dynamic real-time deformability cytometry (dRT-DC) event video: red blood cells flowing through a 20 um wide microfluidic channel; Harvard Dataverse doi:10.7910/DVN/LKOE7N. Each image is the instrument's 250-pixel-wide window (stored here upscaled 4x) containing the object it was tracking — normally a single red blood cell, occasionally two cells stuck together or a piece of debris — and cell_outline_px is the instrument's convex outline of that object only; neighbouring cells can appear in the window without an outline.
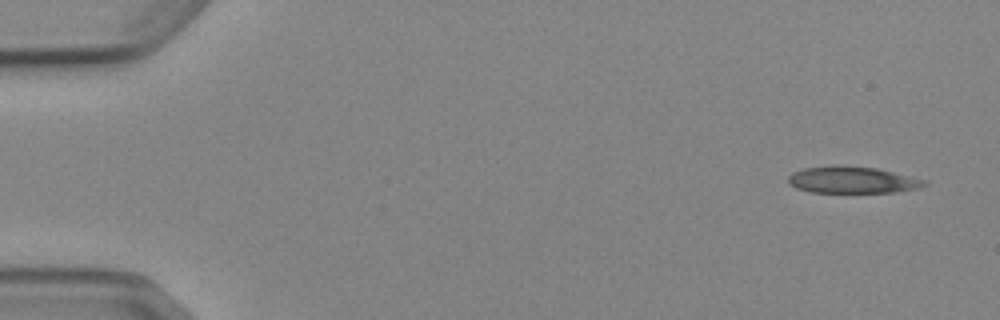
{"species": "Egyptian fruit bat (a non-hibernating species)", "species_latin": "Rousettus aegyptiacus", "temperature_condition": "cold", "stored_images_in_passage": 7, "camera_frame_rate_fps": 3000, "um_per_image_px": 0.085, "animal": {"sex": "female"}, "frame": {"image": 1, "passage_image": 1, "time_ms": 0.0, "image_size_px": [1000, 320], "cell_outline_px": [[928, 184], [920, 188], [892, 192], [808, 192], [796, 188], [788, 184], [788, 176], [792, 172], [804, 168], [832, 164], [876, 168], [928, 180]], "centroid_in_image_um": [72.42, 15.28], "position_along_channel_um": 12.6, "area_um2": 21.44}}
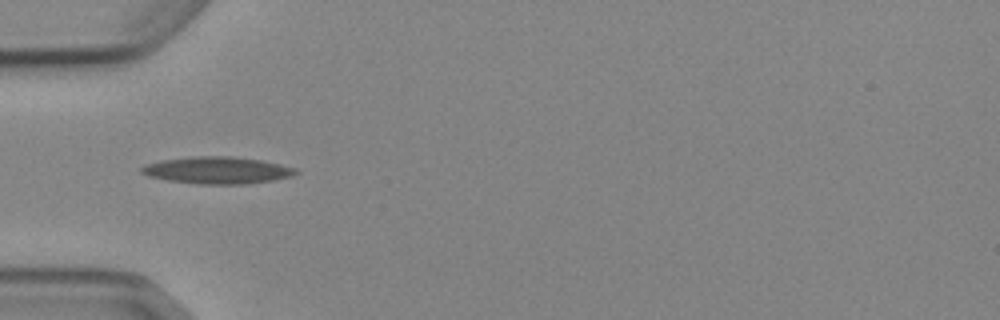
{"frame": {"image": 2, "passage_image": 4, "time_ms": 4.667, "image_size_px": [1000, 320], "cell_outline_px": [[300, 172], [292, 176], [272, 180], [244, 184], [200, 184], [168, 180], [148, 176], [140, 172], [140, 168], [144, 164], [160, 160], [192, 156], [232, 156], [260, 160], [280, 164], [296, 168]], "centroid_in_image_um": [18.45, 14.46], "position_along_channel_um": 66.6, "area_um2": 24.33}}
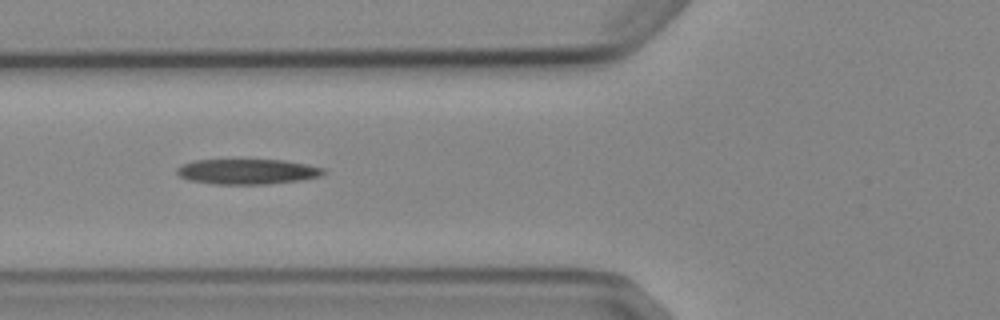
{"frame": {"image": 3, "passage_image": 5, "time_ms": 5.667, "image_size_px": [1000, 320], "cell_outline_px": [[328, 172], [320, 176], [300, 180], [268, 184], [212, 184], [188, 180], [180, 176], [176, 172], [176, 168], [180, 164], [196, 160], [284, 160], [324, 168]], "centroid_in_image_um": [21.0, 14.59], "position_along_channel_um": 104.8, "area_um2": 21.62}}